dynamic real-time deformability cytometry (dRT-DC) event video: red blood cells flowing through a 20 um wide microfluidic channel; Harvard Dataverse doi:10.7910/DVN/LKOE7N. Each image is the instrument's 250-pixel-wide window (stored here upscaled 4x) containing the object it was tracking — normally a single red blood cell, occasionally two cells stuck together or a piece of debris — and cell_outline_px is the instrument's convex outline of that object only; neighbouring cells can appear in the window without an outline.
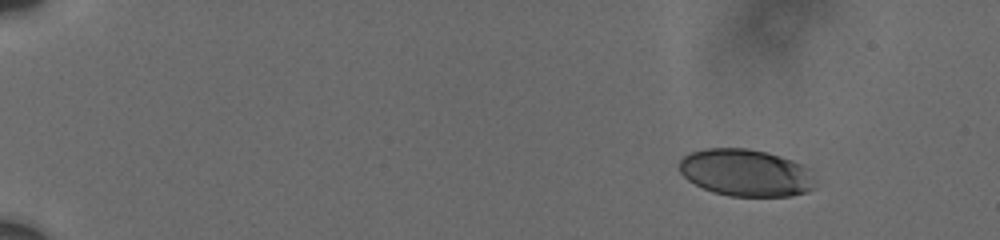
{"species": "human", "species_latin": "Homo sapiens", "temperature_condition": "cold", "stored_images_in_passage": 8, "camera_frame_rate_fps": 3000, "um_per_image_px": 0.085, "donor": {"sex": "male"}, "frame": {"image": 1, "passage_image": 1, "time_ms": 0.0, "image_size_px": [1000, 240], "cell_outline_px": [[812, 188], [808, 192], [792, 196], [728, 196], [712, 192], [688, 180], [680, 172], [680, 160], [684, 156], [692, 152], [704, 148], [748, 148], [780, 156], [792, 160], [808, 168]], "centroid_in_image_um": [63.35, 14.68], "position_along_channel_um": 21.7, "area_um2": 36.93}}
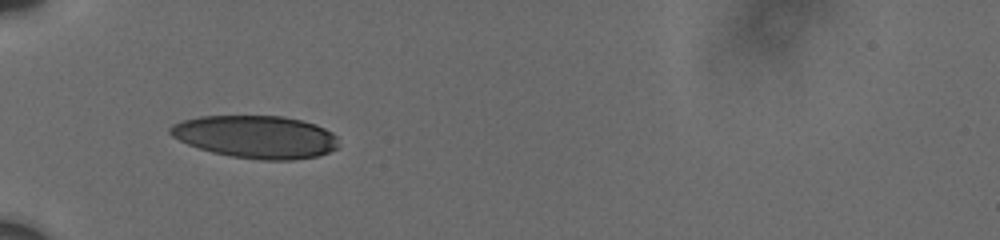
{"frame": {"image": 2, "passage_image": 6, "time_ms": 4.667, "image_size_px": [1000, 240], "cell_outline_px": [[336, 148], [328, 152], [316, 156], [292, 160], [260, 160], [228, 156], [212, 152], [188, 144], [172, 136], [168, 132], [168, 128], [172, 124], [180, 120], [200, 116], [284, 116], [304, 120], [316, 124], [332, 132], [336, 136]], "centroid_in_image_um": [21.72, 11.62], "position_along_channel_um": 63.3, "area_um2": 42.02}}
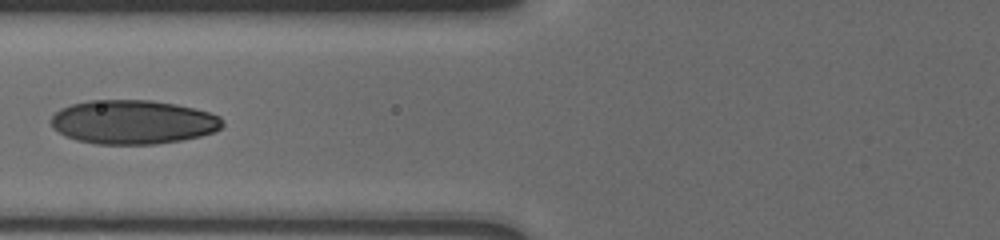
{"frame": {"image": 3, "passage_image": 8, "time_ms": 6.333, "image_size_px": [1000, 240], "cell_outline_px": [[224, 124], [216, 132], [200, 136], [180, 140], [156, 144], [96, 144], [76, 140], [52, 128], [48, 120], [60, 108], [72, 104], [88, 100], [152, 100], [176, 104], [208, 112], [220, 116], [224, 120]], "centroid_in_image_um": [11.3, 10.37], "position_along_channel_um": 114.5, "area_um2": 44.16}}